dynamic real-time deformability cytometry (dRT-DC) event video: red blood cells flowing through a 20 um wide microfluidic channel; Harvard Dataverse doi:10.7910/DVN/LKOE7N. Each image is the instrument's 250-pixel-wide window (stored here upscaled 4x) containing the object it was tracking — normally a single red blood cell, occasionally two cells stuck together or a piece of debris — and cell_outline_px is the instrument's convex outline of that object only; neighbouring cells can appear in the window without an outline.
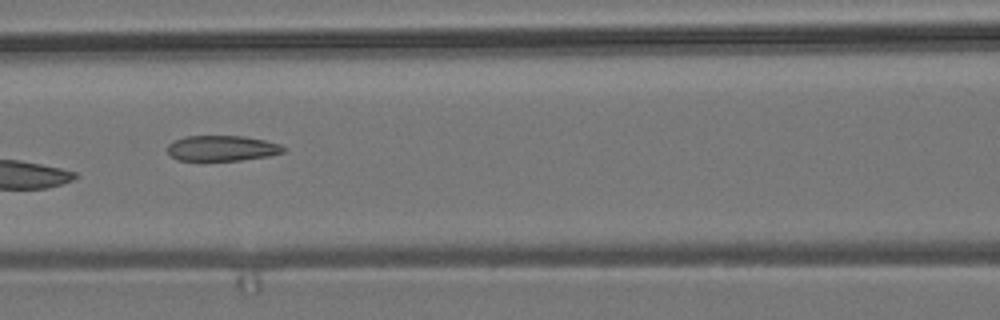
{"species": "common noctule bat (a hibernating species)", "species_latin": "Nyctalus noctula", "temperature_condition": "room temperature", "stored_images_in_passage": 9, "camera_frame_rate_fps": 3000, "um_per_image_px": 0.085, "animal": {"sex": "male", "body_mass_g": 19.2, "forearm_length_mm": 51.8}, "frame": {"image": 1, "passage_image": 6, "time_ms": 6.0, "image_size_px": [1000, 320], "cell_outline_px": [[288, 148], [284, 152], [268, 156], [240, 160], [176, 160], [168, 152], [168, 144], [184, 136], [244, 136], [264, 140], [280, 144]], "centroid_in_image_um": [18.9, 12.59], "position_along_channel_um": 147.7, "area_um2": 17.17}}
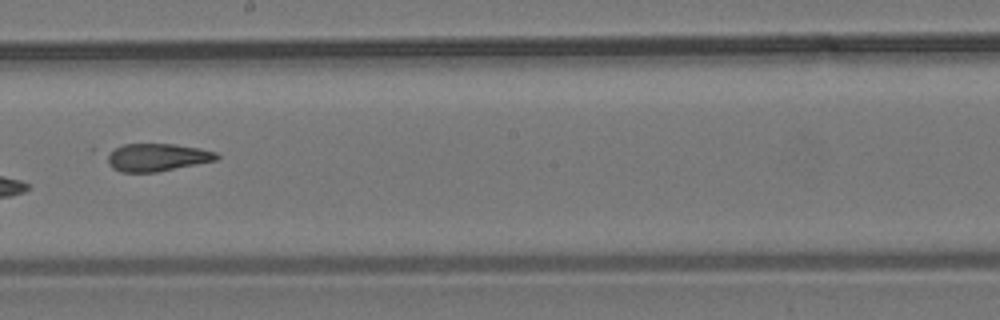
{"frame": {"image": 2, "passage_image": 8, "time_ms": 8.333, "image_size_px": [1000, 320], "cell_outline_px": [[220, 156], [216, 160], [156, 172], [120, 172], [112, 168], [108, 164], [108, 152], [124, 144], [176, 144], [200, 148], [216, 152]], "centroid_in_image_um": [13.34, 13.37], "position_along_channel_um": 234.9, "area_um2": 17.57}}
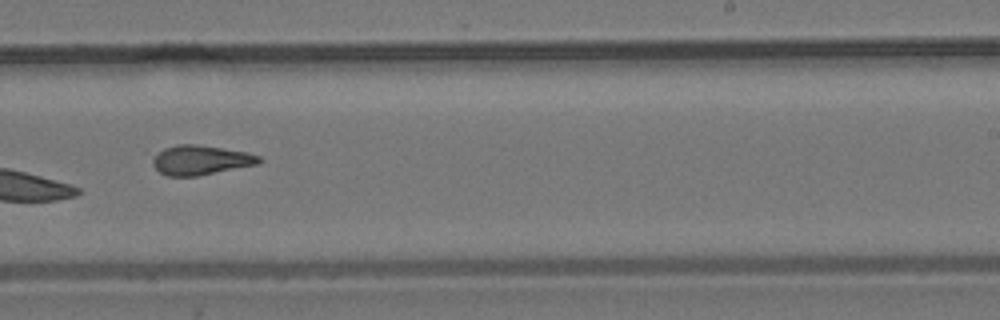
{"frame": {"image": 3, "passage_image": 9, "time_ms": 9.333, "image_size_px": [1000, 320], "cell_outline_px": [[264, 160], [260, 164], [196, 176], [168, 176], [160, 172], [152, 164], [152, 156], [156, 152], [164, 148], [176, 144], [196, 144], [244, 152], [260, 156]], "centroid_in_image_um": [17.04, 13.6], "position_along_channel_um": 272.0, "area_um2": 18.38}}